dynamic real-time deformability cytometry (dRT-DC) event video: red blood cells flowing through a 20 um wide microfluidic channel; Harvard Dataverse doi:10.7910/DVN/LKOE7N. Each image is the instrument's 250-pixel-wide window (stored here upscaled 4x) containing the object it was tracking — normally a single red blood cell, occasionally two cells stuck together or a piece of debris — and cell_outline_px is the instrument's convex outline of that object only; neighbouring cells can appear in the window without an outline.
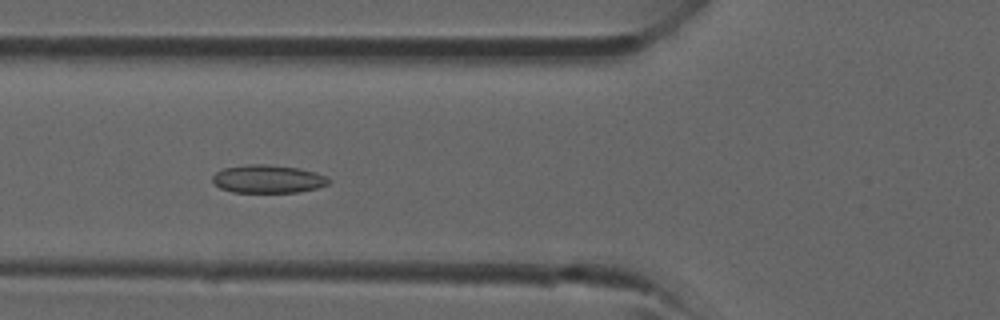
{"species": "common noctule bat (a hibernating species)", "species_latin": "Nyctalus noctula", "temperature_condition": "room temperature", "stored_images_in_passage": 30, "camera_frame_rate_fps": 3000, "um_per_image_px": 0.085, "animal": {"sex": "male", "forearm_length_mm": 52.5}, "frame": {"image": 1, "passage_image": 5, "time_ms": 1.333, "image_size_px": [1000, 320], "cell_outline_px": [[332, 180], [328, 184], [316, 188], [300, 192], [232, 192], [220, 188], [212, 180], [212, 176], [216, 172], [224, 168], [248, 164], [264, 164], [300, 168], [316, 172]], "centroid_in_image_um": [22.78, 15.21], "position_along_channel_um": 103.0, "area_um2": 19.02}}
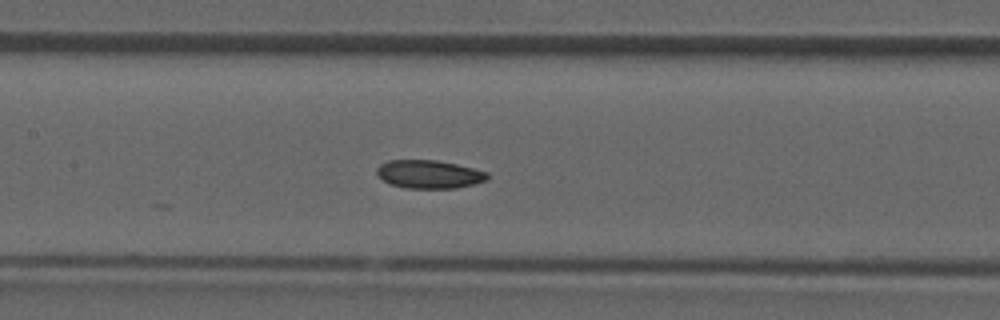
{"frame": {"image": 2, "passage_image": 9, "time_ms": 2.667, "image_size_px": [1000, 320], "cell_outline_px": [[488, 180], [456, 188], [404, 188], [392, 184], [384, 180], [376, 172], [376, 168], [380, 164], [388, 160], [436, 160], [456, 164], [488, 172]], "centroid_in_image_um": [36.47, 14.8], "position_along_channel_um": 170.9, "area_um2": 18.09}}
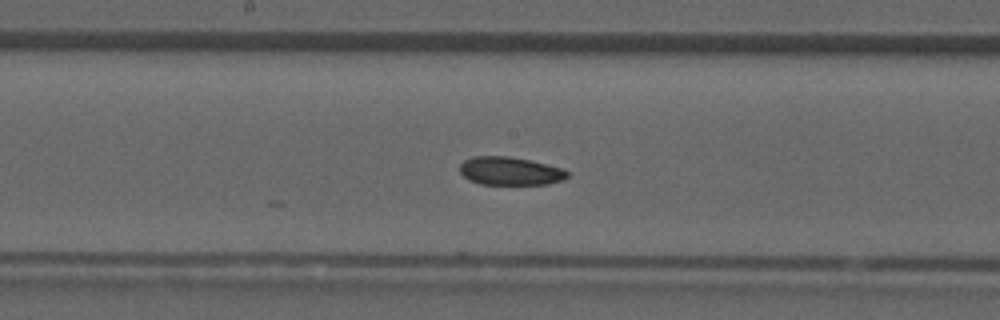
{"frame": {"image": 3, "passage_image": 11, "time_ms": 3.333, "image_size_px": [1000, 320], "cell_outline_px": [[568, 176], [560, 180], [548, 184], [480, 184], [468, 180], [460, 172], [460, 164], [464, 160], [472, 156], [508, 156], [528, 160], [564, 168], [568, 172]], "centroid_in_image_um": [43.33, 14.53], "position_along_channel_um": 204.9, "area_um2": 17.63}}